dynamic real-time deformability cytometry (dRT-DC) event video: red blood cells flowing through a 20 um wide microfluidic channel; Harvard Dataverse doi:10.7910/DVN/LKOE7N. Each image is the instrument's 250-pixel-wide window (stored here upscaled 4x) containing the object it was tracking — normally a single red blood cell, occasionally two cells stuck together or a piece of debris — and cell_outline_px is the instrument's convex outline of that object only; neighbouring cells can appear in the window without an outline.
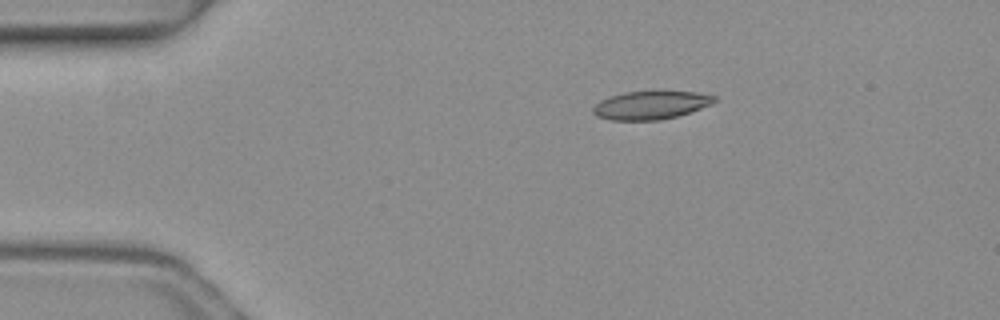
{"species": "common noctule bat (a hibernating species)", "species_latin": "Nyctalus noctula", "temperature_condition": "warm", "stored_images_in_passage": 3, "camera_frame_rate_fps": 3000, "um_per_image_px": 0.085, "animal": {"sex": "female", "body_mass_g": 19.3, "forearm_length_mm": 54.1}, "frame": {"image": 1, "passage_image": 3, "time_ms": 0.667, "image_size_px": [1000, 320], "cell_outline_px": [[716, 100], [712, 104], [676, 116], [660, 120], [608, 120], [596, 116], [592, 112], [592, 108], [600, 100], [608, 96], [624, 92], [696, 92], [716, 96]], "centroid_in_image_um": [55.26, 8.94], "position_along_channel_um": 29.7, "area_um2": 19.83}}